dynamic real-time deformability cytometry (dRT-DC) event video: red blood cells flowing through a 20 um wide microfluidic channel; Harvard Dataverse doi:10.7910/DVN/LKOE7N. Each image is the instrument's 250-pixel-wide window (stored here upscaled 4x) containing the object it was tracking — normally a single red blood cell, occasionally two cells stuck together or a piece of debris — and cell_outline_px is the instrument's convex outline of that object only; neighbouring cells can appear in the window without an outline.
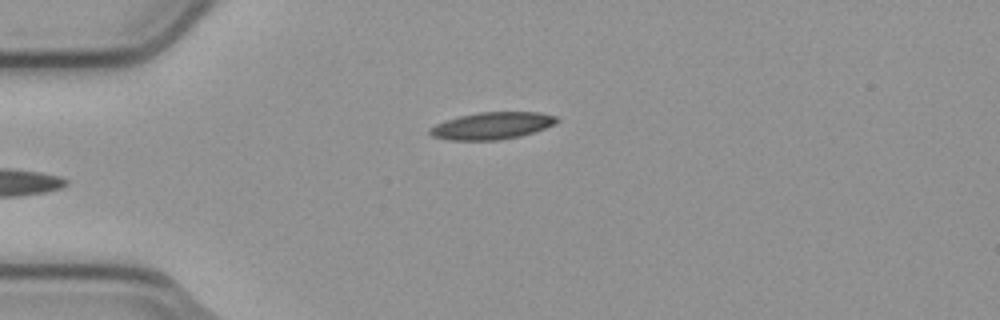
{"species": "common noctule bat (a hibernating species)", "species_latin": "Nyctalus noctula", "temperature_condition": "cold", "stored_images_in_passage": 5, "camera_frame_rate_fps": 3000, "um_per_image_px": 0.085, "animal": {"sex": "male", "body_mass_g": 23.1, "forearm_length_mm": 52.7}, "frame": {"image": 1, "passage_image": 5, "time_ms": 1.333, "image_size_px": [1000, 320], "cell_outline_px": [[560, 120], [556, 124], [520, 136], [500, 140], [448, 140], [432, 136], [428, 132], [428, 128], [444, 120], [460, 116], [480, 112], [540, 112], [556, 116]], "centroid_in_image_um": [41.81, 10.68], "position_along_channel_um": 43.2, "area_um2": 20.11}}